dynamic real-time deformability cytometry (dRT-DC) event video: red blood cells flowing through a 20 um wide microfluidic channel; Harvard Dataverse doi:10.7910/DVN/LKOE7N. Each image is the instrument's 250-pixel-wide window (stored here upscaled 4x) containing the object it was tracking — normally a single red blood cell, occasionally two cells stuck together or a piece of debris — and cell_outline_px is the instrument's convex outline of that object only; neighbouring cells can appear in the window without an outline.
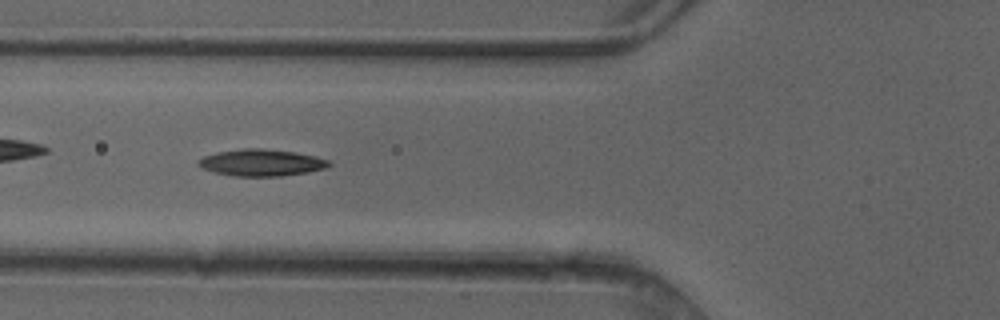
{"species": "common noctule bat (a hibernating species)", "species_latin": "Nyctalus noctula", "temperature_condition": "cold", "stored_images_in_passage": 9, "camera_frame_rate_fps": 3000, "um_per_image_px": 0.085, "animal": {"sex": "female"}, "frame": {"image": 1, "passage_image": 6, "time_ms": 1.667, "image_size_px": [1000, 320], "cell_outline_px": [[332, 164], [324, 168], [308, 172], [280, 176], [232, 176], [216, 172], [204, 168], [196, 164], [196, 160], [204, 156], [216, 152], [244, 148], [260, 148], [296, 152], [316, 156], [328, 160]], "centroid_in_image_um": [22.2, 13.82], "position_along_channel_um": 103.6, "area_um2": 20.35}}
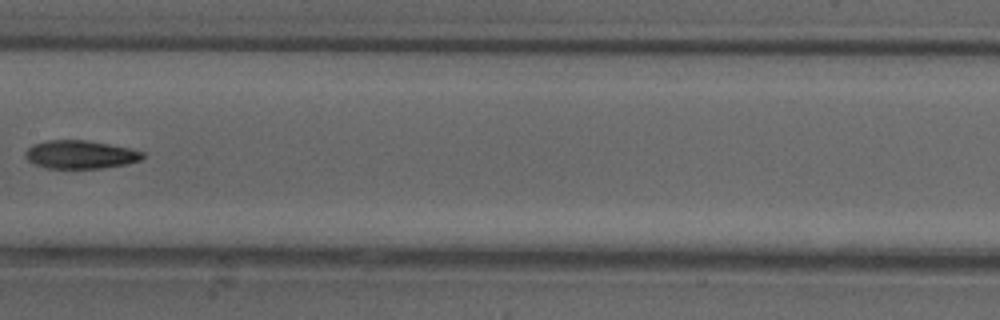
{"frame": {"image": 2, "passage_image": 8, "time_ms": 2.333, "image_size_px": [1000, 320], "cell_outline_px": [[144, 156], [140, 160], [128, 164], [104, 168], [44, 168], [28, 160], [24, 156], [28, 148], [32, 144], [48, 140], [84, 140], [108, 144], [128, 148], [144, 152]], "centroid_in_image_um": [6.82, 13.14], "position_along_channel_um": 200.6, "area_um2": 19.25}}
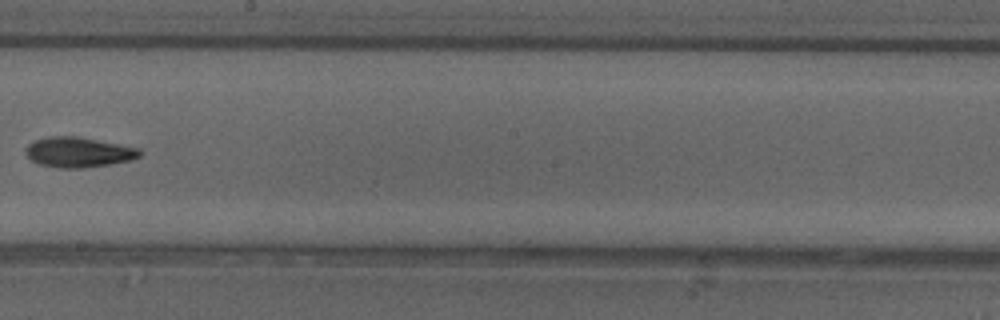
{"frame": {"image": 3, "passage_image": 9, "time_ms": 2.667, "image_size_px": [1000, 320], "cell_outline_px": [[144, 152], [140, 156], [132, 160], [108, 164], [80, 168], [60, 168], [40, 164], [32, 160], [24, 152], [24, 148], [28, 144], [36, 140], [48, 136], [76, 136], [140, 148]], "centroid_in_image_um": [6.68, 12.93], "position_along_channel_um": 241.5, "area_um2": 20.0}}